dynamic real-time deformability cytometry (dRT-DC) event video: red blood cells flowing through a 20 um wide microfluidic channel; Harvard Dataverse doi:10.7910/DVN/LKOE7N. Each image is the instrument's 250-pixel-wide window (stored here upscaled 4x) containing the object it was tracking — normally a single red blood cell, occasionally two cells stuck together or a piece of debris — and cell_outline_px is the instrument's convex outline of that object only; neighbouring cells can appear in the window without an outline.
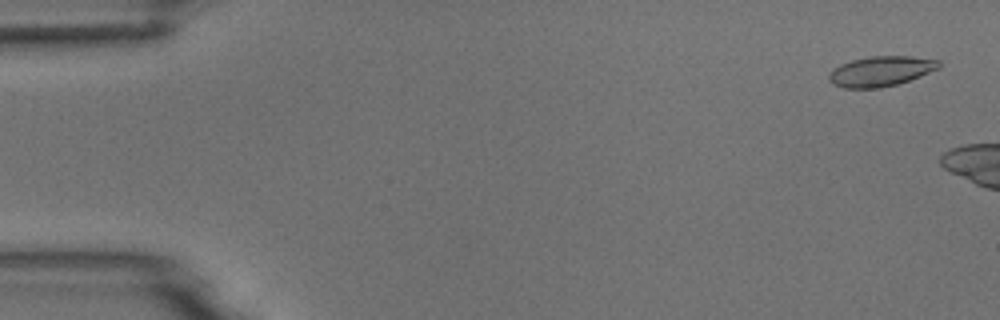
{"species": "common noctule bat (a hibernating species)", "species_latin": "Nyctalus noctula", "temperature_condition": "room temperature", "stored_images_in_passage": 11, "camera_frame_rate_fps": 3000, "um_per_image_px": 0.085, "animal": {"sex": "male", "body_mass_g": 18.8}, "frame": {"image": 1, "passage_image": 2, "time_ms": 0.333, "image_size_px": [1000, 320], "cell_outline_px": [[940, 68], [908, 80], [896, 84], [880, 88], [844, 88], [832, 84], [828, 80], [828, 76], [832, 68], [840, 64], [852, 60], [868, 56], [912, 56], [940, 60]], "centroid_in_image_um": [74.83, 6.05], "position_along_channel_um": 10.2, "area_um2": 19.36}}